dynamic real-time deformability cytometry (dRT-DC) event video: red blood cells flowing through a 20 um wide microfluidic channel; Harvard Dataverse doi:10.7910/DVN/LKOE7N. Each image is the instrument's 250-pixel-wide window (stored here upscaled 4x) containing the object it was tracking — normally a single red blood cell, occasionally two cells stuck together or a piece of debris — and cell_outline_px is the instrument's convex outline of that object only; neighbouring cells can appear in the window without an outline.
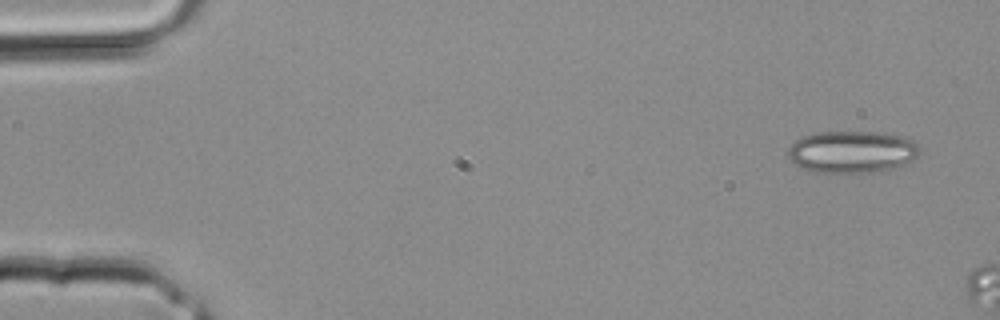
{"species": "common noctule bat (a hibernating species)", "species_latin": "Nyctalus noctula", "temperature_condition": "room temperature", "stored_images_in_passage": 2, "segment_of_instrument_passage": [1, 2], "camera_frame_rate_fps": 3000, "um_per_image_px": 0.085, "animal": {"sex": "male", "body_mass_g": 20.4}, "frame": {"image": 1, "passage_image": 1, "time_ms": 0.0, "image_size_px": [1000, 320], "cell_outline_px": [[920, 152], [916, 156], [896, 168], [888, 172], [812, 172], [788, 160], [788, 148], [800, 136], [816, 132], [884, 132], [912, 140], [920, 144]], "centroid_in_image_um": [72.42, 12.9], "position_along_channel_um": 12.6, "area_um2": 32.54}}